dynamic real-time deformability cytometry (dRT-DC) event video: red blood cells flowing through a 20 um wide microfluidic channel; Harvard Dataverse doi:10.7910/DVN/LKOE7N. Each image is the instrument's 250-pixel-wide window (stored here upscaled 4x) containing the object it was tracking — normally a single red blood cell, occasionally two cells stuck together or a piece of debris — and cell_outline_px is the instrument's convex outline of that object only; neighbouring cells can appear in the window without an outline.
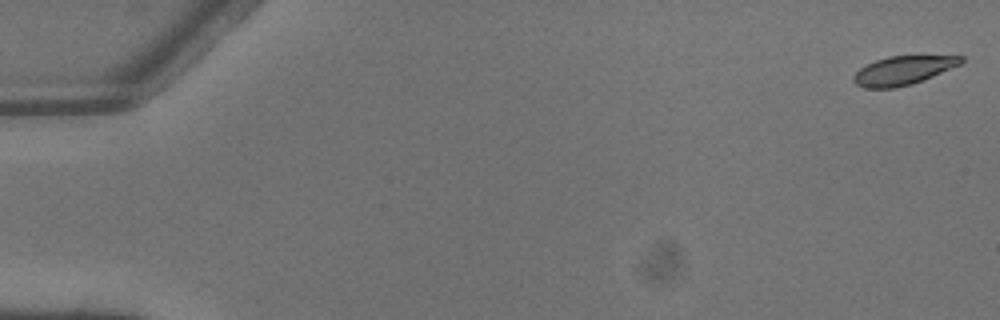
{"species": "common noctule bat (a hibernating species)", "species_latin": "Nyctalus noctula", "temperature_condition": "warm", "stored_images_in_passage": 4, "camera_frame_rate_fps": 3000, "um_per_image_px": 0.085, "animal": {"sex": "male", "body_mass_g": 13.3}, "frame": {"image": 1, "passage_image": 1, "time_ms": 0.0, "image_size_px": [1000, 320], "cell_outline_px": [[964, 60], [960, 64], [932, 76], [912, 84], [892, 88], [864, 88], [856, 84], [852, 80], [852, 76], [860, 68], [876, 60], [888, 56], [964, 56]], "centroid_in_image_um": [76.72, 5.99], "position_along_channel_um": 8.3, "area_um2": 17.74}}
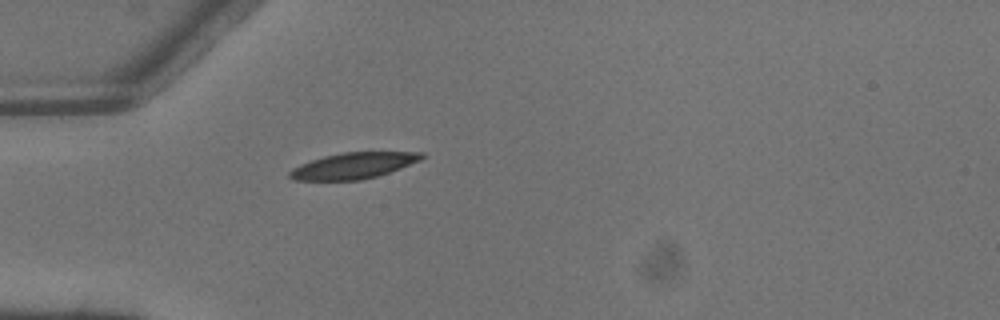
{"frame": {"image": 2, "passage_image": 4, "time_ms": 1.0, "image_size_px": [1000, 320], "cell_outline_px": [[424, 156], [420, 160], [400, 168], [376, 176], [360, 180], [292, 180], [288, 176], [288, 172], [292, 168], [300, 164], [324, 156], [344, 152], [424, 152]], "centroid_in_image_um": [30.0, 14.08], "position_along_channel_um": 55.0, "area_um2": 19.88}}